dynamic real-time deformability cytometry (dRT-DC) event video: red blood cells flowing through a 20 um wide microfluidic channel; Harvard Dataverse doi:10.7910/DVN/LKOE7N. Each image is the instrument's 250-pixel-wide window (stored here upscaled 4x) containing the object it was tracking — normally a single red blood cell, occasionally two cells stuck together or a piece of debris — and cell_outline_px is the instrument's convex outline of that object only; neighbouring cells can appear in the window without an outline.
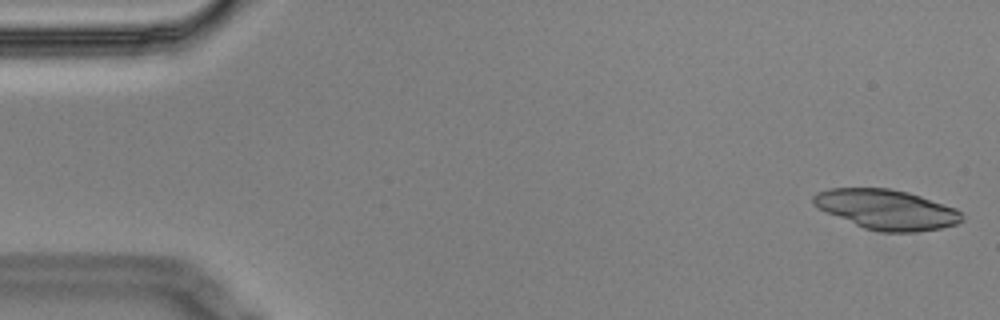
{"species": "Egyptian fruit bat (a non-hibernating species)", "species_latin": "Rousettus aegyptiacus", "temperature_condition": "cold", "stored_images_in_passage": 4, "camera_frame_rate_fps": 3000, "um_per_image_px": 0.085, "animal": {"sex": "male"}, "frame": {"image": 1, "passage_image": 1, "time_ms": 0.0, "image_size_px": [1000, 320], "cell_outline_px": [[964, 220], [956, 224], [940, 228], [916, 232], [880, 232], [864, 228], [828, 212], [812, 204], [812, 196], [816, 192], [832, 188], [888, 188], [908, 192], [956, 208], [964, 216]], "centroid_in_image_um": [75.37, 17.8], "position_along_channel_um": 9.6, "area_um2": 34.33}}